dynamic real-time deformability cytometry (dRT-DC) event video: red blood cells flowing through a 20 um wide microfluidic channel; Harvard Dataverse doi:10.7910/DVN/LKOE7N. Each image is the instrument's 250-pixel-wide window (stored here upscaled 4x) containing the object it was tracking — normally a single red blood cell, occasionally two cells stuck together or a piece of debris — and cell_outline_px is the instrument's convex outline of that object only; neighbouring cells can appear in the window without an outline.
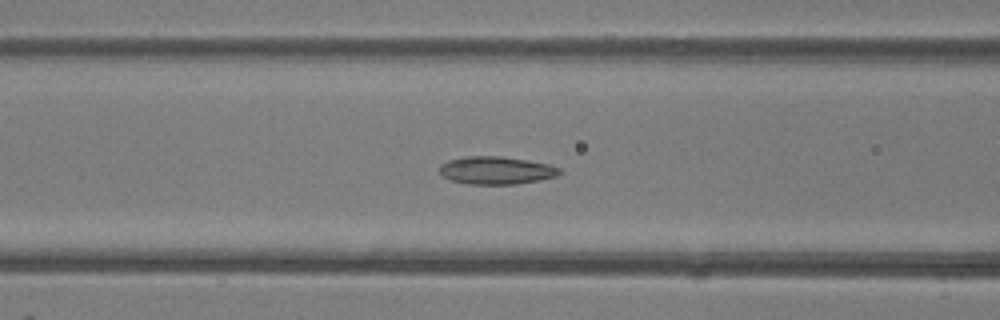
{"species": "common noctule bat (a hibernating species)", "species_latin": "Nyctalus noctula", "temperature_condition": "room temperature", "stored_images_in_passage": 48, "camera_frame_rate_fps": 3000, "um_per_image_px": 0.085, "animal": {"sex": "female"}, "frame": {"image": 1, "passage_image": 20, "time_ms": 6.333, "image_size_px": [1000, 320], "cell_outline_px": [[560, 172], [556, 176], [540, 180], [516, 184], [468, 184], [452, 180], [440, 176], [440, 164], [448, 160], [464, 156], [500, 156], [548, 164], [560, 168]], "centroid_in_image_um": [42.13, 14.48], "position_along_channel_um": 124.5, "area_um2": 19.36}}
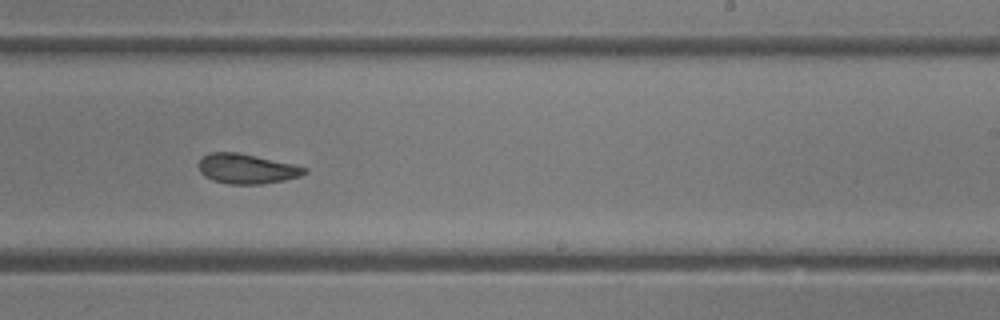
{"frame": {"image": 2, "passage_image": 30, "time_ms": 9.667, "image_size_px": [1000, 320], "cell_outline_px": [[308, 172], [300, 176], [284, 180], [260, 184], [228, 184], [212, 180], [204, 176], [200, 172], [196, 164], [208, 152], [236, 152], [292, 164], [308, 168]], "centroid_in_image_um": [20.93, 14.35], "position_along_channel_um": 268.1, "area_um2": 18.38}}
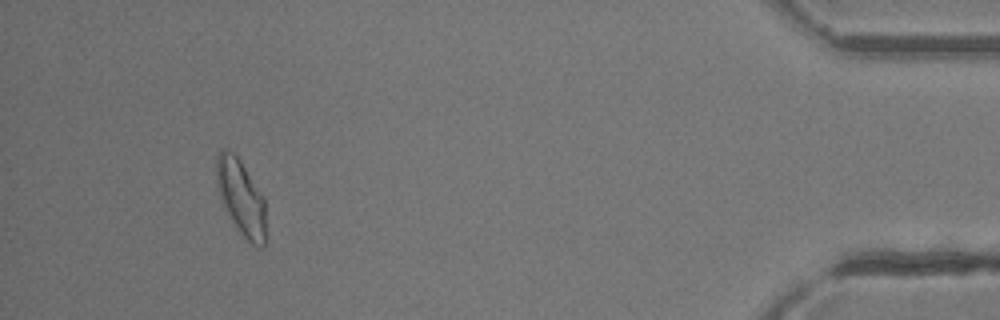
{"frame": {"image": 3, "passage_image": 45, "time_ms": 14.667, "image_size_px": [1000, 320], "cell_outline_px": [[264, 244], [260, 248], [252, 244], [240, 232], [228, 212], [220, 196], [216, 176], [216, 156], [220, 148], [224, 148], [232, 152], [240, 160], [264, 196]], "centroid_in_image_um": [20.48, 16.72], "position_along_channel_um": 414.7, "area_um2": 21.15}, "authors_computed_cell_mechanics": {"area_um2": 19.5942, "velocity_mm_per_s": 4.3114, "shape_relaxation_time_tau1_ms": 3.2458, "shape_relaxation_time_tau2_ms": 2.3643, "deformation_change_tau1": 0.1215, "deformation_change_tau2": 0.0934}}